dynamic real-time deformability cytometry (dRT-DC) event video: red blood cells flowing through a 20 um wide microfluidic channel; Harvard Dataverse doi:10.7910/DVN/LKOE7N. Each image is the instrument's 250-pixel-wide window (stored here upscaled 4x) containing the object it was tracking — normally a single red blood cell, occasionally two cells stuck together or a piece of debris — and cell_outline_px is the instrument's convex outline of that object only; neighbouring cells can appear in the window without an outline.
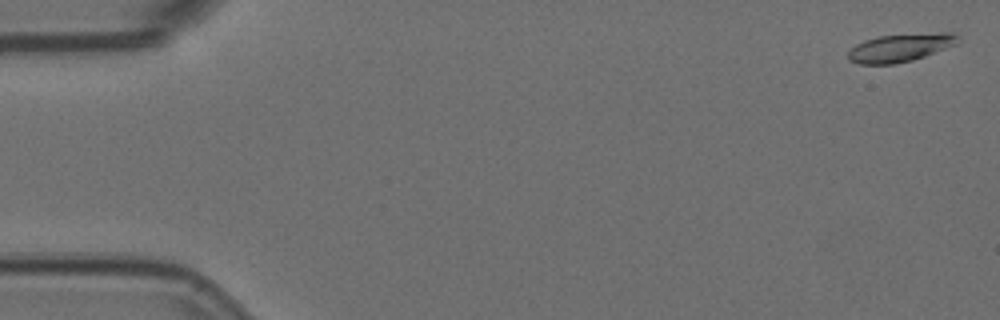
{"species": "Egyptian fruit bat (a non-hibernating species)", "species_latin": "Rousettus aegyptiacus", "temperature_condition": "room temperature", "stored_images_in_passage": 57, "camera_frame_rate_fps": 3000, "um_per_image_px": 0.085, "animal": {"sex": "female"}, "frame": {"image": 1, "passage_image": 2, "time_ms": 0.333, "image_size_px": [1000, 320], "cell_outline_px": [[956, 44], [924, 56], [912, 60], [892, 64], [860, 64], [848, 60], [848, 52], [856, 44], [864, 40], [880, 36], [940, 32], [956, 32]], "centroid_in_image_um": [76.49, 4.05], "position_along_channel_um": 8.5, "area_um2": 17.69}}
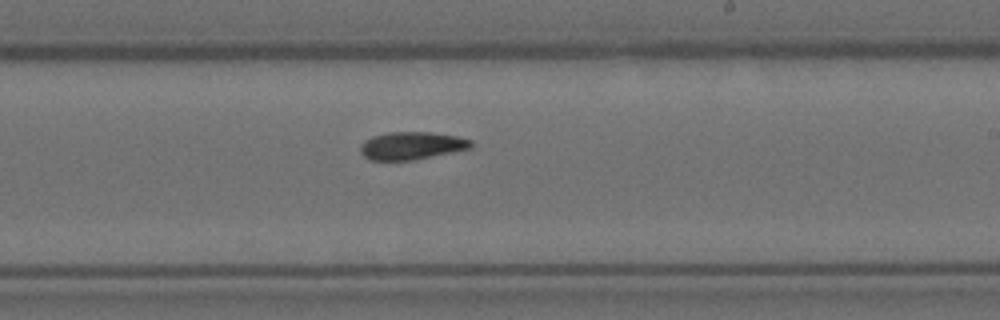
{"frame": {"image": 2, "passage_image": 34, "time_ms": 11.0, "image_size_px": [1000, 320], "cell_outline_px": [[472, 148], [412, 160], [372, 160], [364, 156], [360, 152], [360, 144], [364, 140], [372, 136], [388, 132], [428, 132], [456, 136], [472, 140]], "centroid_in_image_um": [34.96, 12.37], "position_along_channel_um": 254.0, "area_um2": 17.8}}
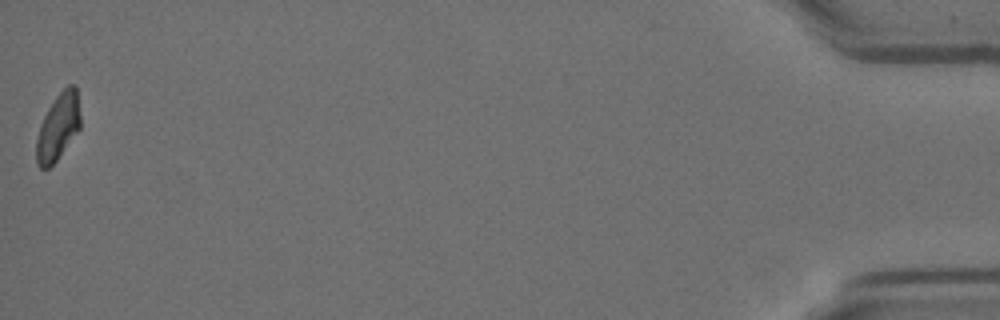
{"frame": {"image": 3, "passage_image": 57, "time_ms": 18.667, "image_size_px": [1000, 320], "cell_outline_px": [[80, 128], [56, 160], [48, 168], [40, 168], [36, 164], [36, 140], [40, 124], [48, 108], [56, 96], [68, 84], [76, 84], [80, 116]], "centroid_in_image_um": [4.93, 10.77], "position_along_channel_um": 430.3, "area_um2": 16.99}}